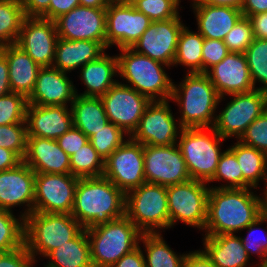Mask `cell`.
<instances>
[{"label": "cell", "instance_id": "6da1fadb", "mask_svg": "<svg viewBox=\"0 0 267 267\" xmlns=\"http://www.w3.org/2000/svg\"><path fill=\"white\" fill-rule=\"evenodd\" d=\"M207 202L203 236L235 234L262 215V198L255 188H213ZM252 190V191H251Z\"/></svg>", "mask_w": 267, "mask_h": 267}, {"label": "cell", "instance_id": "7a4b0ae2", "mask_svg": "<svg viewBox=\"0 0 267 267\" xmlns=\"http://www.w3.org/2000/svg\"><path fill=\"white\" fill-rule=\"evenodd\" d=\"M126 194L105 176L80 178L71 215L84 229L125 216Z\"/></svg>", "mask_w": 267, "mask_h": 267}, {"label": "cell", "instance_id": "3957f363", "mask_svg": "<svg viewBox=\"0 0 267 267\" xmlns=\"http://www.w3.org/2000/svg\"><path fill=\"white\" fill-rule=\"evenodd\" d=\"M180 84L173 82L170 100L179 106L182 128L213 127L220 98L206 73H186Z\"/></svg>", "mask_w": 267, "mask_h": 267}, {"label": "cell", "instance_id": "277c9868", "mask_svg": "<svg viewBox=\"0 0 267 267\" xmlns=\"http://www.w3.org/2000/svg\"><path fill=\"white\" fill-rule=\"evenodd\" d=\"M118 59V75L126 80L129 87L135 89L150 101L170 100L173 81L165 72L162 62L136 53L131 48H121Z\"/></svg>", "mask_w": 267, "mask_h": 267}, {"label": "cell", "instance_id": "5b68a950", "mask_svg": "<svg viewBox=\"0 0 267 267\" xmlns=\"http://www.w3.org/2000/svg\"><path fill=\"white\" fill-rule=\"evenodd\" d=\"M83 227L71 214L32 212L25 219L24 244L37 261L72 240Z\"/></svg>", "mask_w": 267, "mask_h": 267}, {"label": "cell", "instance_id": "8992f818", "mask_svg": "<svg viewBox=\"0 0 267 267\" xmlns=\"http://www.w3.org/2000/svg\"><path fill=\"white\" fill-rule=\"evenodd\" d=\"M86 233L94 267H111L139 246L143 234L126 215L86 229Z\"/></svg>", "mask_w": 267, "mask_h": 267}, {"label": "cell", "instance_id": "52a82bcc", "mask_svg": "<svg viewBox=\"0 0 267 267\" xmlns=\"http://www.w3.org/2000/svg\"><path fill=\"white\" fill-rule=\"evenodd\" d=\"M222 138L213 127L182 128L177 146L193 180L209 182L216 173Z\"/></svg>", "mask_w": 267, "mask_h": 267}, {"label": "cell", "instance_id": "ba28073f", "mask_svg": "<svg viewBox=\"0 0 267 267\" xmlns=\"http://www.w3.org/2000/svg\"><path fill=\"white\" fill-rule=\"evenodd\" d=\"M125 215L144 233L170 228L167 187L144 183L126 193Z\"/></svg>", "mask_w": 267, "mask_h": 267}, {"label": "cell", "instance_id": "9c48e42d", "mask_svg": "<svg viewBox=\"0 0 267 267\" xmlns=\"http://www.w3.org/2000/svg\"><path fill=\"white\" fill-rule=\"evenodd\" d=\"M209 191L207 182L193 179L167 186L170 228L181 221L187 226L197 227L203 231L207 219Z\"/></svg>", "mask_w": 267, "mask_h": 267}, {"label": "cell", "instance_id": "30bf717a", "mask_svg": "<svg viewBox=\"0 0 267 267\" xmlns=\"http://www.w3.org/2000/svg\"><path fill=\"white\" fill-rule=\"evenodd\" d=\"M231 99L216 115L214 130L224 139L239 140L247 127L267 110V93L253 90L229 95Z\"/></svg>", "mask_w": 267, "mask_h": 267}, {"label": "cell", "instance_id": "8fae6325", "mask_svg": "<svg viewBox=\"0 0 267 267\" xmlns=\"http://www.w3.org/2000/svg\"><path fill=\"white\" fill-rule=\"evenodd\" d=\"M169 103V100L151 101L130 138L142 145L176 144L182 127L174 117Z\"/></svg>", "mask_w": 267, "mask_h": 267}, {"label": "cell", "instance_id": "7c38bea8", "mask_svg": "<svg viewBox=\"0 0 267 267\" xmlns=\"http://www.w3.org/2000/svg\"><path fill=\"white\" fill-rule=\"evenodd\" d=\"M108 121L121 128L129 137L151 102L147 97L119 80L100 97Z\"/></svg>", "mask_w": 267, "mask_h": 267}, {"label": "cell", "instance_id": "4fadbf2b", "mask_svg": "<svg viewBox=\"0 0 267 267\" xmlns=\"http://www.w3.org/2000/svg\"><path fill=\"white\" fill-rule=\"evenodd\" d=\"M78 180L71 173H36L33 212L71 214Z\"/></svg>", "mask_w": 267, "mask_h": 267}, {"label": "cell", "instance_id": "5bb4252c", "mask_svg": "<svg viewBox=\"0 0 267 267\" xmlns=\"http://www.w3.org/2000/svg\"><path fill=\"white\" fill-rule=\"evenodd\" d=\"M103 176L125 194L144 184L143 145L129 137L104 161Z\"/></svg>", "mask_w": 267, "mask_h": 267}, {"label": "cell", "instance_id": "9a60e30c", "mask_svg": "<svg viewBox=\"0 0 267 267\" xmlns=\"http://www.w3.org/2000/svg\"><path fill=\"white\" fill-rule=\"evenodd\" d=\"M143 156L146 183L167 187L191 180L177 144L143 145Z\"/></svg>", "mask_w": 267, "mask_h": 267}, {"label": "cell", "instance_id": "2e32d148", "mask_svg": "<svg viewBox=\"0 0 267 267\" xmlns=\"http://www.w3.org/2000/svg\"><path fill=\"white\" fill-rule=\"evenodd\" d=\"M152 21L132 4L110 2L106 8V49L131 48Z\"/></svg>", "mask_w": 267, "mask_h": 267}, {"label": "cell", "instance_id": "e0dca14e", "mask_svg": "<svg viewBox=\"0 0 267 267\" xmlns=\"http://www.w3.org/2000/svg\"><path fill=\"white\" fill-rule=\"evenodd\" d=\"M54 21L59 38L97 41L106 48V8L78 5Z\"/></svg>", "mask_w": 267, "mask_h": 267}, {"label": "cell", "instance_id": "ac0fdd59", "mask_svg": "<svg viewBox=\"0 0 267 267\" xmlns=\"http://www.w3.org/2000/svg\"><path fill=\"white\" fill-rule=\"evenodd\" d=\"M183 26L180 15L169 20L153 21L131 49L173 67L178 37Z\"/></svg>", "mask_w": 267, "mask_h": 267}, {"label": "cell", "instance_id": "d6986e66", "mask_svg": "<svg viewBox=\"0 0 267 267\" xmlns=\"http://www.w3.org/2000/svg\"><path fill=\"white\" fill-rule=\"evenodd\" d=\"M58 38L55 21L25 17L15 44L40 67H52Z\"/></svg>", "mask_w": 267, "mask_h": 267}, {"label": "cell", "instance_id": "ffe728a7", "mask_svg": "<svg viewBox=\"0 0 267 267\" xmlns=\"http://www.w3.org/2000/svg\"><path fill=\"white\" fill-rule=\"evenodd\" d=\"M35 175L24 161L14 168L0 171V209L13 212V207L24 206L20 214L26 219L33 212Z\"/></svg>", "mask_w": 267, "mask_h": 267}, {"label": "cell", "instance_id": "44dd1931", "mask_svg": "<svg viewBox=\"0 0 267 267\" xmlns=\"http://www.w3.org/2000/svg\"><path fill=\"white\" fill-rule=\"evenodd\" d=\"M206 74L220 98L223 97L224 100L225 96L255 90L244 53L230 52L220 63L211 67Z\"/></svg>", "mask_w": 267, "mask_h": 267}, {"label": "cell", "instance_id": "7402d4cb", "mask_svg": "<svg viewBox=\"0 0 267 267\" xmlns=\"http://www.w3.org/2000/svg\"><path fill=\"white\" fill-rule=\"evenodd\" d=\"M77 91L67 73L54 67H41L27 103L40 106H68L70 103L71 106Z\"/></svg>", "mask_w": 267, "mask_h": 267}, {"label": "cell", "instance_id": "603a6c76", "mask_svg": "<svg viewBox=\"0 0 267 267\" xmlns=\"http://www.w3.org/2000/svg\"><path fill=\"white\" fill-rule=\"evenodd\" d=\"M68 107L28 104L25 117L28 137L57 140L73 127L72 110Z\"/></svg>", "mask_w": 267, "mask_h": 267}, {"label": "cell", "instance_id": "cb8c5ba5", "mask_svg": "<svg viewBox=\"0 0 267 267\" xmlns=\"http://www.w3.org/2000/svg\"><path fill=\"white\" fill-rule=\"evenodd\" d=\"M23 161L35 173L70 174V156L56 140L27 137V150Z\"/></svg>", "mask_w": 267, "mask_h": 267}, {"label": "cell", "instance_id": "d4e9b609", "mask_svg": "<svg viewBox=\"0 0 267 267\" xmlns=\"http://www.w3.org/2000/svg\"><path fill=\"white\" fill-rule=\"evenodd\" d=\"M196 16L197 31L206 39L224 40L243 16L238 8L215 5H191Z\"/></svg>", "mask_w": 267, "mask_h": 267}, {"label": "cell", "instance_id": "484cf974", "mask_svg": "<svg viewBox=\"0 0 267 267\" xmlns=\"http://www.w3.org/2000/svg\"><path fill=\"white\" fill-rule=\"evenodd\" d=\"M107 49L97 41L58 38L52 67L70 73L98 59Z\"/></svg>", "mask_w": 267, "mask_h": 267}, {"label": "cell", "instance_id": "4316f807", "mask_svg": "<svg viewBox=\"0 0 267 267\" xmlns=\"http://www.w3.org/2000/svg\"><path fill=\"white\" fill-rule=\"evenodd\" d=\"M0 52L8 61L11 91L28 98L34 89L37 73L41 67L17 44L1 46Z\"/></svg>", "mask_w": 267, "mask_h": 267}, {"label": "cell", "instance_id": "83f0119b", "mask_svg": "<svg viewBox=\"0 0 267 267\" xmlns=\"http://www.w3.org/2000/svg\"><path fill=\"white\" fill-rule=\"evenodd\" d=\"M117 55L109 56L106 52L98 59L91 61L80 68L79 78L83 81L86 90L78 94L85 97L103 96L117 81ZM115 76V77H114Z\"/></svg>", "mask_w": 267, "mask_h": 267}, {"label": "cell", "instance_id": "f1b7e54d", "mask_svg": "<svg viewBox=\"0 0 267 267\" xmlns=\"http://www.w3.org/2000/svg\"><path fill=\"white\" fill-rule=\"evenodd\" d=\"M203 251L215 267H246L250 260L241 236L223 234L204 236Z\"/></svg>", "mask_w": 267, "mask_h": 267}, {"label": "cell", "instance_id": "f546056e", "mask_svg": "<svg viewBox=\"0 0 267 267\" xmlns=\"http://www.w3.org/2000/svg\"><path fill=\"white\" fill-rule=\"evenodd\" d=\"M70 108L73 126L81 130L88 138L109 122L100 97H85L76 94Z\"/></svg>", "mask_w": 267, "mask_h": 267}, {"label": "cell", "instance_id": "4dcf8cb0", "mask_svg": "<svg viewBox=\"0 0 267 267\" xmlns=\"http://www.w3.org/2000/svg\"><path fill=\"white\" fill-rule=\"evenodd\" d=\"M45 259L49 262L44 267H94L86 229L83 228L72 240L52 250Z\"/></svg>", "mask_w": 267, "mask_h": 267}, {"label": "cell", "instance_id": "1f68e13d", "mask_svg": "<svg viewBox=\"0 0 267 267\" xmlns=\"http://www.w3.org/2000/svg\"><path fill=\"white\" fill-rule=\"evenodd\" d=\"M236 156L243 178L255 189L260 180L266 182L267 187V154L248 146L239 140L228 147Z\"/></svg>", "mask_w": 267, "mask_h": 267}, {"label": "cell", "instance_id": "d6a6232c", "mask_svg": "<svg viewBox=\"0 0 267 267\" xmlns=\"http://www.w3.org/2000/svg\"><path fill=\"white\" fill-rule=\"evenodd\" d=\"M141 242L145 249L143 255L146 267H182L186 253L176 254L161 233H144Z\"/></svg>", "mask_w": 267, "mask_h": 267}, {"label": "cell", "instance_id": "836d02e7", "mask_svg": "<svg viewBox=\"0 0 267 267\" xmlns=\"http://www.w3.org/2000/svg\"><path fill=\"white\" fill-rule=\"evenodd\" d=\"M204 37L197 31L183 26L178 37L176 56L173 66L179 64L189 67L188 73H202V47Z\"/></svg>", "mask_w": 267, "mask_h": 267}, {"label": "cell", "instance_id": "e575fe53", "mask_svg": "<svg viewBox=\"0 0 267 267\" xmlns=\"http://www.w3.org/2000/svg\"><path fill=\"white\" fill-rule=\"evenodd\" d=\"M24 18L21 0H0V47L16 43Z\"/></svg>", "mask_w": 267, "mask_h": 267}, {"label": "cell", "instance_id": "d590c367", "mask_svg": "<svg viewBox=\"0 0 267 267\" xmlns=\"http://www.w3.org/2000/svg\"><path fill=\"white\" fill-rule=\"evenodd\" d=\"M104 161L89 141L70 156L71 174L79 179L103 176Z\"/></svg>", "mask_w": 267, "mask_h": 267}, {"label": "cell", "instance_id": "8d00e7d4", "mask_svg": "<svg viewBox=\"0 0 267 267\" xmlns=\"http://www.w3.org/2000/svg\"><path fill=\"white\" fill-rule=\"evenodd\" d=\"M244 54L255 89L267 93V39L254 38Z\"/></svg>", "mask_w": 267, "mask_h": 267}, {"label": "cell", "instance_id": "74e56055", "mask_svg": "<svg viewBox=\"0 0 267 267\" xmlns=\"http://www.w3.org/2000/svg\"><path fill=\"white\" fill-rule=\"evenodd\" d=\"M226 181L227 184L213 188H253L244 178L235 154L228 148L223 150L215 175L208 182Z\"/></svg>", "mask_w": 267, "mask_h": 267}, {"label": "cell", "instance_id": "f35d334b", "mask_svg": "<svg viewBox=\"0 0 267 267\" xmlns=\"http://www.w3.org/2000/svg\"><path fill=\"white\" fill-rule=\"evenodd\" d=\"M19 217V218H18ZM0 209V252L12 251L24 245L25 219Z\"/></svg>", "mask_w": 267, "mask_h": 267}, {"label": "cell", "instance_id": "ab89813d", "mask_svg": "<svg viewBox=\"0 0 267 267\" xmlns=\"http://www.w3.org/2000/svg\"><path fill=\"white\" fill-rule=\"evenodd\" d=\"M127 138L129 136L121 128L108 122L104 128L93 134L89 141L97 153L106 160Z\"/></svg>", "mask_w": 267, "mask_h": 267}, {"label": "cell", "instance_id": "60d3db41", "mask_svg": "<svg viewBox=\"0 0 267 267\" xmlns=\"http://www.w3.org/2000/svg\"><path fill=\"white\" fill-rule=\"evenodd\" d=\"M180 2L181 0H136L132 5L153 22L178 17Z\"/></svg>", "mask_w": 267, "mask_h": 267}, {"label": "cell", "instance_id": "b9f144b4", "mask_svg": "<svg viewBox=\"0 0 267 267\" xmlns=\"http://www.w3.org/2000/svg\"><path fill=\"white\" fill-rule=\"evenodd\" d=\"M263 223H267V219L261 215L245 228L248 231L247 237L243 238L241 236L243 247L247 251L249 258H251L252 254H257V258L261 260L258 263V267H264L267 263V230L264 231L265 235H263V231L262 235L255 234L258 230L260 231V226Z\"/></svg>", "mask_w": 267, "mask_h": 267}, {"label": "cell", "instance_id": "7bdbcfd3", "mask_svg": "<svg viewBox=\"0 0 267 267\" xmlns=\"http://www.w3.org/2000/svg\"><path fill=\"white\" fill-rule=\"evenodd\" d=\"M27 98L19 93L10 92L0 97V126L25 121Z\"/></svg>", "mask_w": 267, "mask_h": 267}, {"label": "cell", "instance_id": "ee69618b", "mask_svg": "<svg viewBox=\"0 0 267 267\" xmlns=\"http://www.w3.org/2000/svg\"><path fill=\"white\" fill-rule=\"evenodd\" d=\"M26 121L0 126V147L15 152L22 160L27 150Z\"/></svg>", "mask_w": 267, "mask_h": 267}, {"label": "cell", "instance_id": "f6af8a7d", "mask_svg": "<svg viewBox=\"0 0 267 267\" xmlns=\"http://www.w3.org/2000/svg\"><path fill=\"white\" fill-rule=\"evenodd\" d=\"M253 40L254 36L251 22L248 17L242 16L227 33L224 43L229 52L245 53Z\"/></svg>", "mask_w": 267, "mask_h": 267}, {"label": "cell", "instance_id": "bcb514c9", "mask_svg": "<svg viewBox=\"0 0 267 267\" xmlns=\"http://www.w3.org/2000/svg\"><path fill=\"white\" fill-rule=\"evenodd\" d=\"M239 141L267 154V110L247 127Z\"/></svg>", "mask_w": 267, "mask_h": 267}, {"label": "cell", "instance_id": "7dc6e473", "mask_svg": "<svg viewBox=\"0 0 267 267\" xmlns=\"http://www.w3.org/2000/svg\"><path fill=\"white\" fill-rule=\"evenodd\" d=\"M229 53L224 40L204 38L202 47V73H206L215 64L220 63Z\"/></svg>", "mask_w": 267, "mask_h": 267}, {"label": "cell", "instance_id": "c3c4849f", "mask_svg": "<svg viewBox=\"0 0 267 267\" xmlns=\"http://www.w3.org/2000/svg\"><path fill=\"white\" fill-rule=\"evenodd\" d=\"M35 264L36 260L25 244L12 251L0 252V267H35Z\"/></svg>", "mask_w": 267, "mask_h": 267}, {"label": "cell", "instance_id": "681fc988", "mask_svg": "<svg viewBox=\"0 0 267 267\" xmlns=\"http://www.w3.org/2000/svg\"><path fill=\"white\" fill-rule=\"evenodd\" d=\"M61 149L69 156L89 142V138L78 128L72 127L56 140Z\"/></svg>", "mask_w": 267, "mask_h": 267}, {"label": "cell", "instance_id": "f907efd6", "mask_svg": "<svg viewBox=\"0 0 267 267\" xmlns=\"http://www.w3.org/2000/svg\"><path fill=\"white\" fill-rule=\"evenodd\" d=\"M25 17H41L49 20L50 0H21Z\"/></svg>", "mask_w": 267, "mask_h": 267}, {"label": "cell", "instance_id": "816d5d0a", "mask_svg": "<svg viewBox=\"0 0 267 267\" xmlns=\"http://www.w3.org/2000/svg\"><path fill=\"white\" fill-rule=\"evenodd\" d=\"M140 245L141 244H139V246L133 249L131 252L122 256L111 267H146L142 246Z\"/></svg>", "mask_w": 267, "mask_h": 267}, {"label": "cell", "instance_id": "f5cc1de1", "mask_svg": "<svg viewBox=\"0 0 267 267\" xmlns=\"http://www.w3.org/2000/svg\"><path fill=\"white\" fill-rule=\"evenodd\" d=\"M182 267H215L203 250L186 252Z\"/></svg>", "mask_w": 267, "mask_h": 267}, {"label": "cell", "instance_id": "db71d44e", "mask_svg": "<svg viewBox=\"0 0 267 267\" xmlns=\"http://www.w3.org/2000/svg\"><path fill=\"white\" fill-rule=\"evenodd\" d=\"M79 4V0H50L49 3V20H55L60 15L65 14Z\"/></svg>", "mask_w": 267, "mask_h": 267}, {"label": "cell", "instance_id": "11a10c76", "mask_svg": "<svg viewBox=\"0 0 267 267\" xmlns=\"http://www.w3.org/2000/svg\"><path fill=\"white\" fill-rule=\"evenodd\" d=\"M254 38L267 39V12L250 15Z\"/></svg>", "mask_w": 267, "mask_h": 267}, {"label": "cell", "instance_id": "9f6ffc18", "mask_svg": "<svg viewBox=\"0 0 267 267\" xmlns=\"http://www.w3.org/2000/svg\"><path fill=\"white\" fill-rule=\"evenodd\" d=\"M23 160L13 151L0 147V171L16 167Z\"/></svg>", "mask_w": 267, "mask_h": 267}, {"label": "cell", "instance_id": "6f0895ef", "mask_svg": "<svg viewBox=\"0 0 267 267\" xmlns=\"http://www.w3.org/2000/svg\"><path fill=\"white\" fill-rule=\"evenodd\" d=\"M11 91L9 83V69L6 57L0 52V97Z\"/></svg>", "mask_w": 267, "mask_h": 267}, {"label": "cell", "instance_id": "680465c9", "mask_svg": "<svg viewBox=\"0 0 267 267\" xmlns=\"http://www.w3.org/2000/svg\"><path fill=\"white\" fill-rule=\"evenodd\" d=\"M241 11L245 17L267 12V0H244Z\"/></svg>", "mask_w": 267, "mask_h": 267}, {"label": "cell", "instance_id": "91938a15", "mask_svg": "<svg viewBox=\"0 0 267 267\" xmlns=\"http://www.w3.org/2000/svg\"><path fill=\"white\" fill-rule=\"evenodd\" d=\"M192 5L228 6L242 9L244 0H192Z\"/></svg>", "mask_w": 267, "mask_h": 267}, {"label": "cell", "instance_id": "94428289", "mask_svg": "<svg viewBox=\"0 0 267 267\" xmlns=\"http://www.w3.org/2000/svg\"><path fill=\"white\" fill-rule=\"evenodd\" d=\"M111 0H79L81 6L93 8H107Z\"/></svg>", "mask_w": 267, "mask_h": 267}, {"label": "cell", "instance_id": "6125c7cd", "mask_svg": "<svg viewBox=\"0 0 267 267\" xmlns=\"http://www.w3.org/2000/svg\"><path fill=\"white\" fill-rule=\"evenodd\" d=\"M262 198V215L267 219V187L263 189Z\"/></svg>", "mask_w": 267, "mask_h": 267}, {"label": "cell", "instance_id": "be15d7a7", "mask_svg": "<svg viewBox=\"0 0 267 267\" xmlns=\"http://www.w3.org/2000/svg\"><path fill=\"white\" fill-rule=\"evenodd\" d=\"M111 1L119 4H132L136 0H111Z\"/></svg>", "mask_w": 267, "mask_h": 267}]
</instances>
